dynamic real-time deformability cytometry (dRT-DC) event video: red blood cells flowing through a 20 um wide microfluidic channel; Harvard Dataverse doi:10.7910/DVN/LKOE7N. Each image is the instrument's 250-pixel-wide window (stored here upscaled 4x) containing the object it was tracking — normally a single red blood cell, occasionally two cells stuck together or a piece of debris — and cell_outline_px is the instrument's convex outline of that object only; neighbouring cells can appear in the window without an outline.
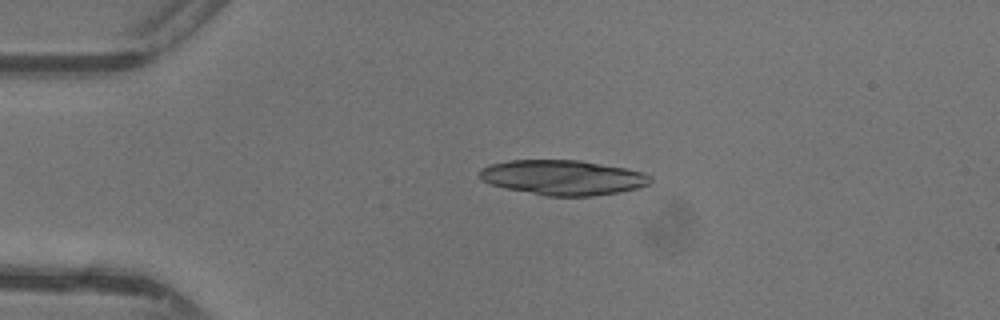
{"species": "common noctule bat (a hibernating species)", "species_latin": "Nyctalus noctula", "temperature_condition": "warm", "stored_images_in_passage": 37, "camera_frame_rate_fps": 3000, "um_per_image_px": 0.085, "animal": {"sex": "female"}, "frame": {"image": 1, "passage_image": 1, "time_ms": 0.0, "image_size_px": [1000, 320], "cell_outline_px": [[652, 180], [648, 184], [636, 188], [620, 192], [592, 196], [544, 196], [504, 188], [480, 180], [480, 168], [492, 164], [508, 160], [580, 160], [624, 168], [644, 172], [652, 176]], "centroid_in_image_um": [47.84, 15.09], "position_along_channel_um": 37.2, "area_um2": 34.85}}